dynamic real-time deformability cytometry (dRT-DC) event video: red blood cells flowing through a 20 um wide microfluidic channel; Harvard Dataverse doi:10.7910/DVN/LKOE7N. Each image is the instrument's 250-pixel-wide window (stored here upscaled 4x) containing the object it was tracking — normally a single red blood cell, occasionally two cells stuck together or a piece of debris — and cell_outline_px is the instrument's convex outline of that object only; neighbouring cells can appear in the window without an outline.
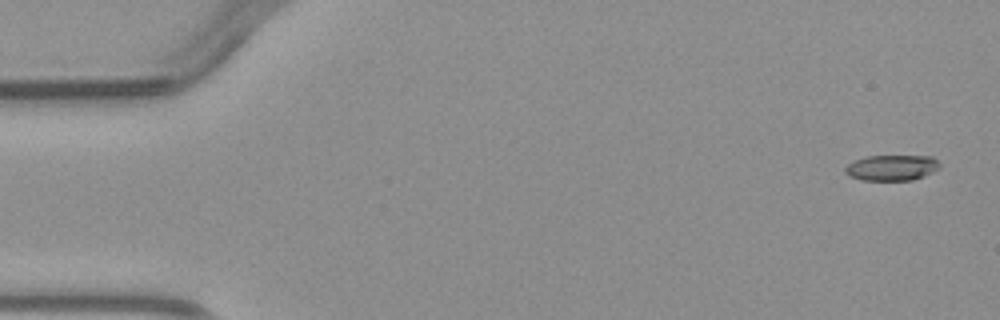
{"species": "common noctule bat (a hibernating species)", "species_latin": "Nyctalus noctula", "temperature_condition": "warm", "stored_images_in_passage": 4, "camera_frame_rate_fps": 3000, "um_per_image_px": 0.085, "animal": {"sex": "male", "body_mass_g": 23.1, "forearm_length_mm": 52.7}, "frame": {"image": 1, "passage_image": 1, "time_ms": 0.0, "image_size_px": [1000, 320], "cell_outline_px": [[940, 168], [924, 176], [912, 180], [860, 180], [848, 176], [844, 172], [844, 168], [848, 164], [856, 160], [868, 156], [932, 156], [940, 164]], "centroid_in_image_um": [75.79, 14.26], "position_along_channel_um": 9.2, "area_um2": 14.16}}
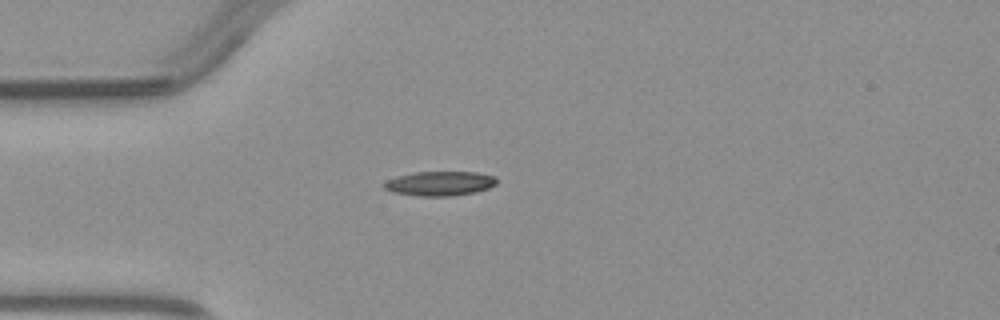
{"frame": {"image": 2, "passage_image": 4, "time_ms": 3.667, "image_size_px": [1000, 320], "cell_outline_px": [[496, 184], [488, 188], [476, 192], [452, 196], [416, 196], [392, 192], [384, 188], [384, 184], [388, 180], [400, 176], [416, 172], [476, 172], [496, 176]], "centroid_in_image_um": [37.42, 15.6], "position_along_channel_um": 47.6, "area_um2": 15.95}}